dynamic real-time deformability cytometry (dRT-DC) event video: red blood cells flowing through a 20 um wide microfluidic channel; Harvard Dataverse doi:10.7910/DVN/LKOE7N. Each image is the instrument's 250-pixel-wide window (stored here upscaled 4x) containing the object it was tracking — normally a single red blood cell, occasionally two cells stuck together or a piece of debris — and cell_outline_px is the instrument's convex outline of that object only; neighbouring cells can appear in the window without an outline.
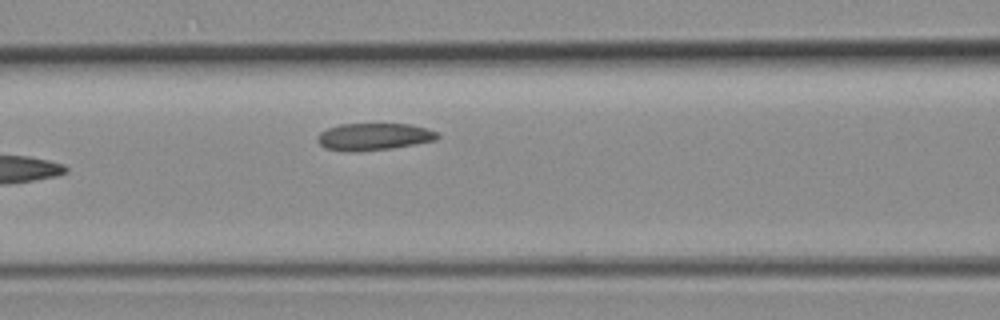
{"species": "common noctule bat (a hibernating species)", "species_latin": "Nyctalus noctula", "temperature_condition": "room temperature", "stored_images_in_passage": 7, "camera_frame_rate_fps": 3000, "um_per_image_px": 0.085, "animal": {"sex": "female", "body_mass_g": 19.3, "forearm_length_mm": 54.1}, "frame": {"image": 1, "passage_image": 5, "time_ms": 4.667, "image_size_px": [1000, 320], "cell_outline_px": [[440, 136], [436, 140], [388, 148], [352, 152], [324, 148], [316, 140], [316, 136], [320, 132], [328, 128], [340, 124], [408, 124], [428, 128], [440, 132]], "centroid_in_image_um": [31.76, 11.6], "position_along_channel_um": 134.8, "area_um2": 18.9}}